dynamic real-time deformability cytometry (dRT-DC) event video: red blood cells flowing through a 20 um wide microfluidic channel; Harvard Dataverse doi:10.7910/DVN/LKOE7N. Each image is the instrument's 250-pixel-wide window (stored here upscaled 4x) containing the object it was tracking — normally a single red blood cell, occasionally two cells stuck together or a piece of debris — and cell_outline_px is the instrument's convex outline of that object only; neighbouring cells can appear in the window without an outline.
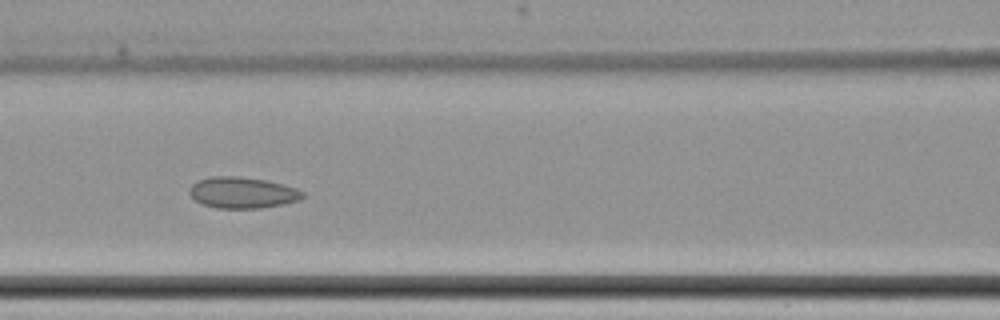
{"species": "common noctule bat (a hibernating species)", "species_latin": "Nyctalus noctula", "temperature_condition": "cold", "stored_images_in_passage": 5, "camera_frame_rate_fps": 3000, "um_per_image_px": 0.085, "animal": {"sex": "female", "body_mass_g": 22.7, "forearm_length_mm": 54.2}, "frame": {"image": 1, "passage_image": 5, "time_ms": 4.667, "image_size_px": [1000, 320], "cell_outline_px": [[304, 196], [300, 200], [284, 204], [260, 208], [216, 208], [204, 204], [196, 200], [188, 192], [188, 188], [192, 184], [208, 176], [240, 176], [264, 180], [284, 184], [296, 188], [304, 192]], "centroid_in_image_um": [20.62, 16.37], "position_along_channel_um": 146.0, "area_um2": 20.63}}